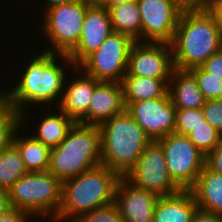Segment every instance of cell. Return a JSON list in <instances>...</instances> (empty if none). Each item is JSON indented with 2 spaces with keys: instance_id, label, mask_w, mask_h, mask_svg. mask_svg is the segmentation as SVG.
Returning a JSON list of instances; mask_svg holds the SVG:
<instances>
[{
  "instance_id": "cell-23",
  "label": "cell",
  "mask_w": 222,
  "mask_h": 222,
  "mask_svg": "<svg viewBox=\"0 0 222 222\" xmlns=\"http://www.w3.org/2000/svg\"><path fill=\"white\" fill-rule=\"evenodd\" d=\"M56 113H46L32 136L50 149L57 147L67 136L75 121L59 108Z\"/></svg>"
},
{
  "instance_id": "cell-5",
  "label": "cell",
  "mask_w": 222,
  "mask_h": 222,
  "mask_svg": "<svg viewBox=\"0 0 222 222\" xmlns=\"http://www.w3.org/2000/svg\"><path fill=\"white\" fill-rule=\"evenodd\" d=\"M102 165L99 126L75 122L67 136L50 151L48 172L62 183Z\"/></svg>"
},
{
  "instance_id": "cell-39",
  "label": "cell",
  "mask_w": 222,
  "mask_h": 222,
  "mask_svg": "<svg viewBox=\"0 0 222 222\" xmlns=\"http://www.w3.org/2000/svg\"><path fill=\"white\" fill-rule=\"evenodd\" d=\"M46 1H47L46 2L47 5H45L46 8L44 7V10H48V9L58 6V5L68 4V3H71L75 0H46Z\"/></svg>"
},
{
  "instance_id": "cell-22",
  "label": "cell",
  "mask_w": 222,
  "mask_h": 222,
  "mask_svg": "<svg viewBox=\"0 0 222 222\" xmlns=\"http://www.w3.org/2000/svg\"><path fill=\"white\" fill-rule=\"evenodd\" d=\"M20 129L21 125L15 130L12 143L20 151L25 169L28 172H46L49 167L51 149L33 136H19L17 133Z\"/></svg>"
},
{
  "instance_id": "cell-31",
  "label": "cell",
  "mask_w": 222,
  "mask_h": 222,
  "mask_svg": "<svg viewBox=\"0 0 222 222\" xmlns=\"http://www.w3.org/2000/svg\"><path fill=\"white\" fill-rule=\"evenodd\" d=\"M205 121L222 133V102L218 100H206L202 107Z\"/></svg>"
},
{
  "instance_id": "cell-1",
  "label": "cell",
  "mask_w": 222,
  "mask_h": 222,
  "mask_svg": "<svg viewBox=\"0 0 222 222\" xmlns=\"http://www.w3.org/2000/svg\"><path fill=\"white\" fill-rule=\"evenodd\" d=\"M65 61L71 67H74L68 59V55H57L51 52L43 51L36 55L31 61L26 64V69L21 70V77L18 84L15 83V88L4 91L5 96L15 106L16 110L21 115V125L26 123L25 106L27 104L45 105L53 101H58V105L63 96L64 84L67 83L66 72L64 67L57 63V58ZM63 59V60H62ZM23 72V73H22ZM52 101V102H51ZM25 107V109H24Z\"/></svg>"
},
{
  "instance_id": "cell-25",
  "label": "cell",
  "mask_w": 222,
  "mask_h": 222,
  "mask_svg": "<svg viewBox=\"0 0 222 222\" xmlns=\"http://www.w3.org/2000/svg\"><path fill=\"white\" fill-rule=\"evenodd\" d=\"M27 172L20 151L13 143L0 150V189L8 191Z\"/></svg>"
},
{
  "instance_id": "cell-24",
  "label": "cell",
  "mask_w": 222,
  "mask_h": 222,
  "mask_svg": "<svg viewBox=\"0 0 222 222\" xmlns=\"http://www.w3.org/2000/svg\"><path fill=\"white\" fill-rule=\"evenodd\" d=\"M108 11L113 32L126 34L141 42V15L137 0L110 7Z\"/></svg>"
},
{
  "instance_id": "cell-34",
  "label": "cell",
  "mask_w": 222,
  "mask_h": 222,
  "mask_svg": "<svg viewBox=\"0 0 222 222\" xmlns=\"http://www.w3.org/2000/svg\"><path fill=\"white\" fill-rule=\"evenodd\" d=\"M35 216L27 211L11 208L0 216V222H28Z\"/></svg>"
},
{
  "instance_id": "cell-33",
  "label": "cell",
  "mask_w": 222,
  "mask_h": 222,
  "mask_svg": "<svg viewBox=\"0 0 222 222\" xmlns=\"http://www.w3.org/2000/svg\"><path fill=\"white\" fill-rule=\"evenodd\" d=\"M205 165L211 171L222 174V141L206 156Z\"/></svg>"
},
{
  "instance_id": "cell-20",
  "label": "cell",
  "mask_w": 222,
  "mask_h": 222,
  "mask_svg": "<svg viewBox=\"0 0 222 222\" xmlns=\"http://www.w3.org/2000/svg\"><path fill=\"white\" fill-rule=\"evenodd\" d=\"M190 191L198 209L217 214L222 211V174L211 171L205 165Z\"/></svg>"
},
{
  "instance_id": "cell-38",
  "label": "cell",
  "mask_w": 222,
  "mask_h": 222,
  "mask_svg": "<svg viewBox=\"0 0 222 222\" xmlns=\"http://www.w3.org/2000/svg\"><path fill=\"white\" fill-rule=\"evenodd\" d=\"M184 8H205L208 0H177Z\"/></svg>"
},
{
  "instance_id": "cell-3",
  "label": "cell",
  "mask_w": 222,
  "mask_h": 222,
  "mask_svg": "<svg viewBox=\"0 0 222 222\" xmlns=\"http://www.w3.org/2000/svg\"><path fill=\"white\" fill-rule=\"evenodd\" d=\"M120 178L117 172L99 165L64 181L61 207L53 222H75L88 211L114 203Z\"/></svg>"
},
{
  "instance_id": "cell-36",
  "label": "cell",
  "mask_w": 222,
  "mask_h": 222,
  "mask_svg": "<svg viewBox=\"0 0 222 222\" xmlns=\"http://www.w3.org/2000/svg\"><path fill=\"white\" fill-rule=\"evenodd\" d=\"M191 222H221V219L217 213H210L197 209Z\"/></svg>"
},
{
  "instance_id": "cell-27",
  "label": "cell",
  "mask_w": 222,
  "mask_h": 222,
  "mask_svg": "<svg viewBox=\"0 0 222 222\" xmlns=\"http://www.w3.org/2000/svg\"><path fill=\"white\" fill-rule=\"evenodd\" d=\"M187 137L205 156L222 141V133L206 121L193 129Z\"/></svg>"
},
{
  "instance_id": "cell-42",
  "label": "cell",
  "mask_w": 222,
  "mask_h": 222,
  "mask_svg": "<svg viewBox=\"0 0 222 222\" xmlns=\"http://www.w3.org/2000/svg\"><path fill=\"white\" fill-rule=\"evenodd\" d=\"M216 100L222 102V88H221L218 98Z\"/></svg>"
},
{
  "instance_id": "cell-15",
  "label": "cell",
  "mask_w": 222,
  "mask_h": 222,
  "mask_svg": "<svg viewBox=\"0 0 222 222\" xmlns=\"http://www.w3.org/2000/svg\"><path fill=\"white\" fill-rule=\"evenodd\" d=\"M158 199V195L138 188L125 177H121L116 187L114 203L124 222H153Z\"/></svg>"
},
{
  "instance_id": "cell-2",
  "label": "cell",
  "mask_w": 222,
  "mask_h": 222,
  "mask_svg": "<svg viewBox=\"0 0 222 222\" xmlns=\"http://www.w3.org/2000/svg\"><path fill=\"white\" fill-rule=\"evenodd\" d=\"M170 45L174 68L190 70L222 48V33L205 8H185Z\"/></svg>"
},
{
  "instance_id": "cell-12",
  "label": "cell",
  "mask_w": 222,
  "mask_h": 222,
  "mask_svg": "<svg viewBox=\"0 0 222 222\" xmlns=\"http://www.w3.org/2000/svg\"><path fill=\"white\" fill-rule=\"evenodd\" d=\"M174 69L169 43L135 41L130 48L125 75L171 79Z\"/></svg>"
},
{
  "instance_id": "cell-30",
  "label": "cell",
  "mask_w": 222,
  "mask_h": 222,
  "mask_svg": "<svg viewBox=\"0 0 222 222\" xmlns=\"http://www.w3.org/2000/svg\"><path fill=\"white\" fill-rule=\"evenodd\" d=\"M75 222H124L115 203L84 213Z\"/></svg>"
},
{
  "instance_id": "cell-26",
  "label": "cell",
  "mask_w": 222,
  "mask_h": 222,
  "mask_svg": "<svg viewBox=\"0 0 222 222\" xmlns=\"http://www.w3.org/2000/svg\"><path fill=\"white\" fill-rule=\"evenodd\" d=\"M20 125V113L4 95L0 99V150L12 143L14 132Z\"/></svg>"
},
{
  "instance_id": "cell-6",
  "label": "cell",
  "mask_w": 222,
  "mask_h": 222,
  "mask_svg": "<svg viewBox=\"0 0 222 222\" xmlns=\"http://www.w3.org/2000/svg\"><path fill=\"white\" fill-rule=\"evenodd\" d=\"M7 192L11 208L27 211L35 217L49 218L51 221L59 213L62 182L48 171L27 172Z\"/></svg>"
},
{
  "instance_id": "cell-29",
  "label": "cell",
  "mask_w": 222,
  "mask_h": 222,
  "mask_svg": "<svg viewBox=\"0 0 222 222\" xmlns=\"http://www.w3.org/2000/svg\"><path fill=\"white\" fill-rule=\"evenodd\" d=\"M196 78L199 89L206 100H215L218 98L222 88V80L212 73L205 71L201 66L189 70Z\"/></svg>"
},
{
  "instance_id": "cell-35",
  "label": "cell",
  "mask_w": 222,
  "mask_h": 222,
  "mask_svg": "<svg viewBox=\"0 0 222 222\" xmlns=\"http://www.w3.org/2000/svg\"><path fill=\"white\" fill-rule=\"evenodd\" d=\"M205 9L213 16L222 33V0H208Z\"/></svg>"
},
{
  "instance_id": "cell-11",
  "label": "cell",
  "mask_w": 222,
  "mask_h": 222,
  "mask_svg": "<svg viewBox=\"0 0 222 222\" xmlns=\"http://www.w3.org/2000/svg\"><path fill=\"white\" fill-rule=\"evenodd\" d=\"M141 15V42L171 43L185 9L177 0H137Z\"/></svg>"
},
{
  "instance_id": "cell-16",
  "label": "cell",
  "mask_w": 222,
  "mask_h": 222,
  "mask_svg": "<svg viewBox=\"0 0 222 222\" xmlns=\"http://www.w3.org/2000/svg\"><path fill=\"white\" fill-rule=\"evenodd\" d=\"M124 110L121 83L100 81L95 86L87 113L78 122L99 126Z\"/></svg>"
},
{
  "instance_id": "cell-4",
  "label": "cell",
  "mask_w": 222,
  "mask_h": 222,
  "mask_svg": "<svg viewBox=\"0 0 222 222\" xmlns=\"http://www.w3.org/2000/svg\"><path fill=\"white\" fill-rule=\"evenodd\" d=\"M99 131L102 165L121 177L135 166L152 141L126 110L100 124Z\"/></svg>"
},
{
  "instance_id": "cell-13",
  "label": "cell",
  "mask_w": 222,
  "mask_h": 222,
  "mask_svg": "<svg viewBox=\"0 0 222 222\" xmlns=\"http://www.w3.org/2000/svg\"><path fill=\"white\" fill-rule=\"evenodd\" d=\"M125 110L152 141H157L174 132L176 108L168 93L157 99L129 103Z\"/></svg>"
},
{
  "instance_id": "cell-7",
  "label": "cell",
  "mask_w": 222,
  "mask_h": 222,
  "mask_svg": "<svg viewBox=\"0 0 222 222\" xmlns=\"http://www.w3.org/2000/svg\"><path fill=\"white\" fill-rule=\"evenodd\" d=\"M90 5L84 0H75L46 10L41 28L49 40L48 45L53 48H46L43 51L69 55L78 44L87 8Z\"/></svg>"
},
{
  "instance_id": "cell-21",
  "label": "cell",
  "mask_w": 222,
  "mask_h": 222,
  "mask_svg": "<svg viewBox=\"0 0 222 222\" xmlns=\"http://www.w3.org/2000/svg\"><path fill=\"white\" fill-rule=\"evenodd\" d=\"M170 79L124 75L121 85L125 107L129 103L164 97Z\"/></svg>"
},
{
  "instance_id": "cell-28",
  "label": "cell",
  "mask_w": 222,
  "mask_h": 222,
  "mask_svg": "<svg viewBox=\"0 0 222 222\" xmlns=\"http://www.w3.org/2000/svg\"><path fill=\"white\" fill-rule=\"evenodd\" d=\"M205 122V117L200 109H176V124L174 132L187 136L193 129Z\"/></svg>"
},
{
  "instance_id": "cell-44",
  "label": "cell",
  "mask_w": 222,
  "mask_h": 222,
  "mask_svg": "<svg viewBox=\"0 0 222 222\" xmlns=\"http://www.w3.org/2000/svg\"><path fill=\"white\" fill-rule=\"evenodd\" d=\"M219 216H220V219H221V222H222V211L219 213Z\"/></svg>"
},
{
  "instance_id": "cell-14",
  "label": "cell",
  "mask_w": 222,
  "mask_h": 222,
  "mask_svg": "<svg viewBox=\"0 0 222 222\" xmlns=\"http://www.w3.org/2000/svg\"><path fill=\"white\" fill-rule=\"evenodd\" d=\"M112 32L108 9L102 5L91 4L87 8L78 44L68 55L73 66L77 67L88 55L96 51Z\"/></svg>"
},
{
  "instance_id": "cell-32",
  "label": "cell",
  "mask_w": 222,
  "mask_h": 222,
  "mask_svg": "<svg viewBox=\"0 0 222 222\" xmlns=\"http://www.w3.org/2000/svg\"><path fill=\"white\" fill-rule=\"evenodd\" d=\"M201 67L205 71L212 73V76H216L222 80V48L211 55Z\"/></svg>"
},
{
  "instance_id": "cell-18",
  "label": "cell",
  "mask_w": 222,
  "mask_h": 222,
  "mask_svg": "<svg viewBox=\"0 0 222 222\" xmlns=\"http://www.w3.org/2000/svg\"><path fill=\"white\" fill-rule=\"evenodd\" d=\"M168 94L176 109H200L206 103L195 76L189 70L174 69Z\"/></svg>"
},
{
  "instance_id": "cell-8",
  "label": "cell",
  "mask_w": 222,
  "mask_h": 222,
  "mask_svg": "<svg viewBox=\"0 0 222 222\" xmlns=\"http://www.w3.org/2000/svg\"><path fill=\"white\" fill-rule=\"evenodd\" d=\"M135 41L128 35L112 32L102 45L77 67L98 81L121 83L127 73L130 48Z\"/></svg>"
},
{
  "instance_id": "cell-10",
  "label": "cell",
  "mask_w": 222,
  "mask_h": 222,
  "mask_svg": "<svg viewBox=\"0 0 222 222\" xmlns=\"http://www.w3.org/2000/svg\"><path fill=\"white\" fill-rule=\"evenodd\" d=\"M125 178L136 187L159 197L171 196L181 191L169 175L162 146L156 140L143 149L135 166Z\"/></svg>"
},
{
  "instance_id": "cell-37",
  "label": "cell",
  "mask_w": 222,
  "mask_h": 222,
  "mask_svg": "<svg viewBox=\"0 0 222 222\" xmlns=\"http://www.w3.org/2000/svg\"><path fill=\"white\" fill-rule=\"evenodd\" d=\"M9 209H11L8 192L0 189V216L5 214Z\"/></svg>"
},
{
  "instance_id": "cell-43",
  "label": "cell",
  "mask_w": 222,
  "mask_h": 222,
  "mask_svg": "<svg viewBox=\"0 0 222 222\" xmlns=\"http://www.w3.org/2000/svg\"><path fill=\"white\" fill-rule=\"evenodd\" d=\"M5 95L4 92H0V99Z\"/></svg>"
},
{
  "instance_id": "cell-40",
  "label": "cell",
  "mask_w": 222,
  "mask_h": 222,
  "mask_svg": "<svg viewBox=\"0 0 222 222\" xmlns=\"http://www.w3.org/2000/svg\"><path fill=\"white\" fill-rule=\"evenodd\" d=\"M133 0H105L101 5L104 6L106 9H109L110 7L127 3Z\"/></svg>"
},
{
  "instance_id": "cell-19",
  "label": "cell",
  "mask_w": 222,
  "mask_h": 222,
  "mask_svg": "<svg viewBox=\"0 0 222 222\" xmlns=\"http://www.w3.org/2000/svg\"><path fill=\"white\" fill-rule=\"evenodd\" d=\"M198 209L190 190L159 197L155 204L153 222H191Z\"/></svg>"
},
{
  "instance_id": "cell-17",
  "label": "cell",
  "mask_w": 222,
  "mask_h": 222,
  "mask_svg": "<svg viewBox=\"0 0 222 222\" xmlns=\"http://www.w3.org/2000/svg\"><path fill=\"white\" fill-rule=\"evenodd\" d=\"M78 76L79 78L72 80L67 87L64 84L65 89H63V96L58 105V108L75 122H78L87 113L95 86L100 82L84 72L83 75Z\"/></svg>"
},
{
  "instance_id": "cell-9",
  "label": "cell",
  "mask_w": 222,
  "mask_h": 222,
  "mask_svg": "<svg viewBox=\"0 0 222 222\" xmlns=\"http://www.w3.org/2000/svg\"><path fill=\"white\" fill-rule=\"evenodd\" d=\"M157 141L162 146L171 179L181 190H190L205 167L206 156L182 134L173 132Z\"/></svg>"
},
{
  "instance_id": "cell-41",
  "label": "cell",
  "mask_w": 222,
  "mask_h": 222,
  "mask_svg": "<svg viewBox=\"0 0 222 222\" xmlns=\"http://www.w3.org/2000/svg\"><path fill=\"white\" fill-rule=\"evenodd\" d=\"M84 1L88 2L89 4L101 5L105 0H84Z\"/></svg>"
}]
</instances>
